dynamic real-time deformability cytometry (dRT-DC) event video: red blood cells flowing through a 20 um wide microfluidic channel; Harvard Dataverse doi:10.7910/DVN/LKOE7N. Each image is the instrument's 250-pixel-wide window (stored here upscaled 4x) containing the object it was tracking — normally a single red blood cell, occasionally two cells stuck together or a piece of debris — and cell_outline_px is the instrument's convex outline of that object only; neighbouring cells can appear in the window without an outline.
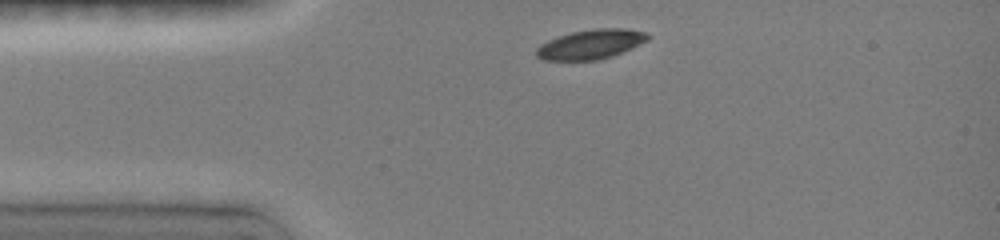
{"species": "common noctule bat (a hibernating species)", "species_latin": "Nyctalus noctula", "temperature_condition": "room temperature", "stored_images_in_passage": 6, "camera_frame_rate_fps": 3000, "um_per_image_px": 0.085, "animal": {"sex": "female", "body_mass_g": 19.0, "forearm_length_mm": 51.5}, "frame": {"image": 1, "passage_image": 1, "time_ms": 0.0, "image_size_px": [1000, 240], "cell_outline_px": [[648, 40], [612, 56], [596, 60], [544, 60], [536, 56], [536, 48], [540, 44], [548, 40], [572, 32], [596, 28], [628, 28], [648, 32]], "centroid_in_image_um": [50.21, 3.75], "position_along_channel_um": 34.8, "area_um2": 19.07}}
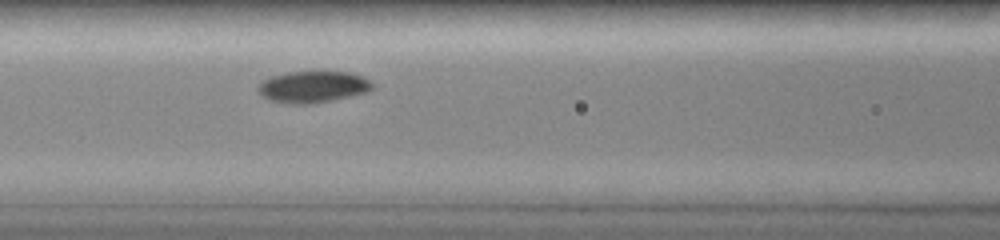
{"frame": {"image": 2, "passage_image": 6, "time_ms": 3.333, "image_size_px": [1000, 240], "cell_outline_px": [[372, 88], [364, 92], [348, 96], [308, 104], [288, 104], [272, 100], [264, 96], [260, 92], [260, 84], [264, 80], [272, 76], [288, 72], [348, 72], [360, 76], [368, 80], [372, 84]], "centroid_in_image_um": [26.58, 7.37], "position_along_channel_um": 140.0, "area_um2": 20.23}}